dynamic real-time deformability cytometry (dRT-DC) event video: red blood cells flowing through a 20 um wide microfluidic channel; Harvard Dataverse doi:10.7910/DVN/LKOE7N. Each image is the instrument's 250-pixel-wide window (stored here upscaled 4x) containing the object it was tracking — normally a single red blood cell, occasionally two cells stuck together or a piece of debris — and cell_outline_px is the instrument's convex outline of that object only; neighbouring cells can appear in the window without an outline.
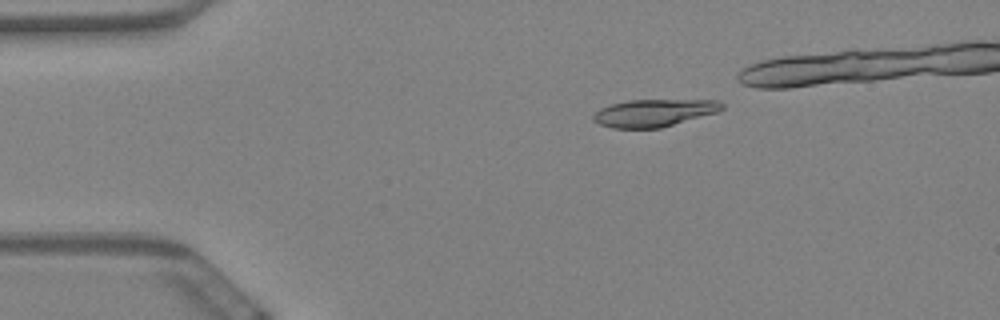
{"species": "Egyptian fruit bat (a non-hibernating species)", "species_latin": "Rousettus aegyptiacus", "temperature_condition": "warm", "stored_images_in_passage": 50, "camera_frame_rate_fps": 3000, "um_per_image_px": 0.085, "animal": {"sex": "female"}, "frame": {"image": 1, "passage_image": 12, "time_ms": 3.667, "image_size_px": [1000, 320], "cell_outline_px": [[724, 108], [716, 112], [660, 128], [612, 128], [600, 124], [592, 120], [592, 116], [600, 108], [612, 104], [628, 100], [716, 100], [724, 104]], "centroid_in_image_um": [55.56, 9.59], "position_along_channel_um": 29.4, "area_um2": 20.35}}
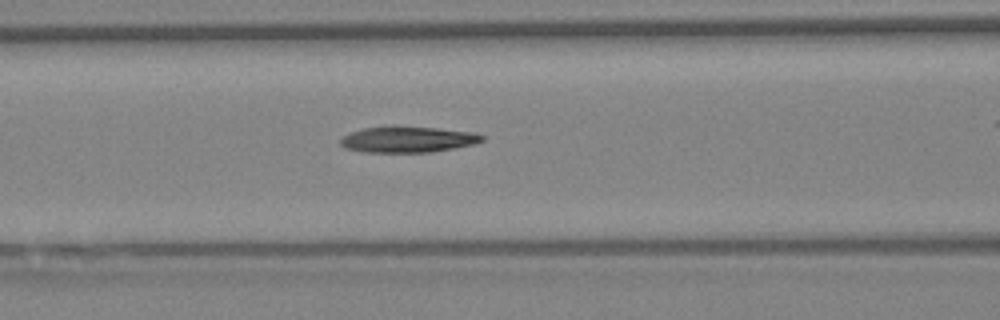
{"frame": {"image": 2, "passage_image": 27, "time_ms": 8.667, "image_size_px": [1000, 320], "cell_outline_px": [[484, 140], [476, 144], [432, 152], [364, 152], [344, 148], [340, 144], [340, 140], [344, 136], [352, 132], [364, 128], [392, 124], [436, 128], [472, 132], [484, 136]], "centroid_in_image_um": [34.65, 11.83], "position_along_channel_um": 131.9, "area_um2": 21.85}}
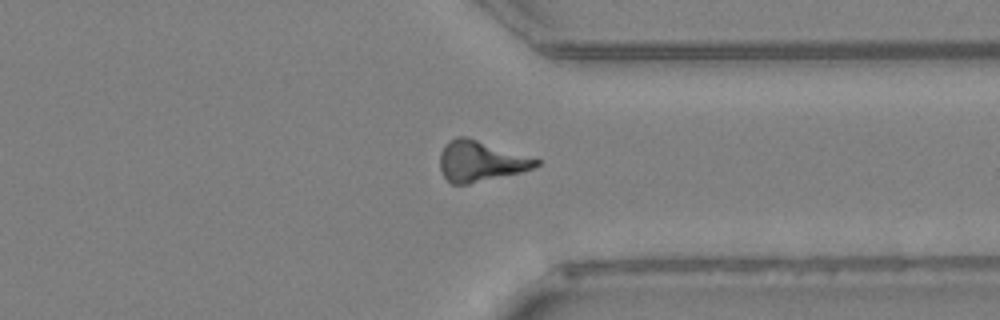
{"frame": {"image": 3, "passage_image": 48, "time_ms": 15.667, "image_size_px": [1000, 320], "cell_outline_px": [[540, 164], [532, 168], [520, 172], [468, 184], [452, 184], [444, 176], [440, 168], [440, 152], [444, 144], [448, 140], [456, 136], [464, 136], [540, 160]], "centroid_in_image_um": [40.79, 13.7], "position_along_channel_um": 370.6, "area_um2": 22.37}}